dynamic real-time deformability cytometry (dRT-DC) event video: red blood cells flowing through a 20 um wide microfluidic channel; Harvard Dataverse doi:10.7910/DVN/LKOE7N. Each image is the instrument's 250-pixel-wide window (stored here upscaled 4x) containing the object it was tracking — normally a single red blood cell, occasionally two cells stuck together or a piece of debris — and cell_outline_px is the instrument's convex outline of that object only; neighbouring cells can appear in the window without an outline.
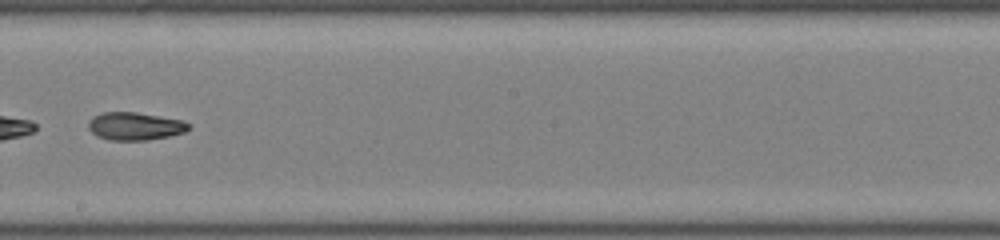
{"species": "common noctule bat (a hibernating species)", "species_latin": "Nyctalus noctula", "temperature_condition": "room temperature", "stored_images_in_passage": 46, "camera_frame_rate_fps": 3000, "um_per_image_px": 0.085, "animal": {"sex": "male", "body_mass_g": 19.0, "forearm_length_mm": 50.8}, "frame": {"image": 1, "passage_image": 27, "time_ms": 8.667, "image_size_px": [1000, 240], "cell_outline_px": [[192, 124], [184, 132], [168, 136], [148, 140], [108, 140], [96, 136], [88, 128], [88, 120], [92, 116], [104, 112], [136, 112], [180, 120]], "centroid_in_image_um": [11.42, 10.73], "position_along_channel_um": 236.8, "area_um2": 16.24}}